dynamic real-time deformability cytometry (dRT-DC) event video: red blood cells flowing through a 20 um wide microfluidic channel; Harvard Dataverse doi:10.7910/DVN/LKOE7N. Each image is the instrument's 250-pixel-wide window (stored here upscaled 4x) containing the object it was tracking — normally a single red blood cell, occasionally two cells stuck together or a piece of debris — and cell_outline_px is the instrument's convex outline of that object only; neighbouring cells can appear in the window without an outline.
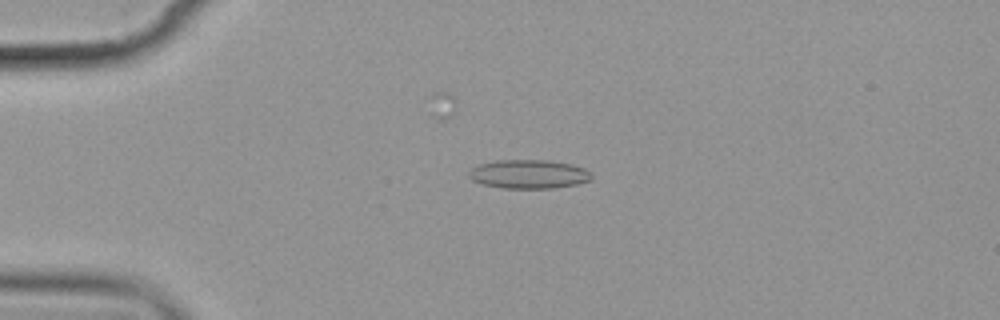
{"species": "common noctule bat (a hibernating species)", "species_latin": "Nyctalus noctula", "temperature_condition": "cold", "stored_images_in_passage": 2, "camera_frame_rate_fps": 3000, "um_per_image_px": 0.085, "animal": {"sex": "female", "body_mass_g": 19.9}, "frame": {"image": 1, "passage_image": 1, "time_ms": 0.0, "image_size_px": [1000, 320], "cell_outline_px": [[592, 180], [576, 184], [552, 188], [500, 188], [484, 184], [472, 180], [468, 176], [468, 172], [472, 168], [480, 164], [496, 160], [548, 160], [572, 164], [584, 168], [592, 172]], "centroid_in_image_um": [44.96, 14.8], "position_along_channel_um": 40.0, "area_um2": 20.69}}